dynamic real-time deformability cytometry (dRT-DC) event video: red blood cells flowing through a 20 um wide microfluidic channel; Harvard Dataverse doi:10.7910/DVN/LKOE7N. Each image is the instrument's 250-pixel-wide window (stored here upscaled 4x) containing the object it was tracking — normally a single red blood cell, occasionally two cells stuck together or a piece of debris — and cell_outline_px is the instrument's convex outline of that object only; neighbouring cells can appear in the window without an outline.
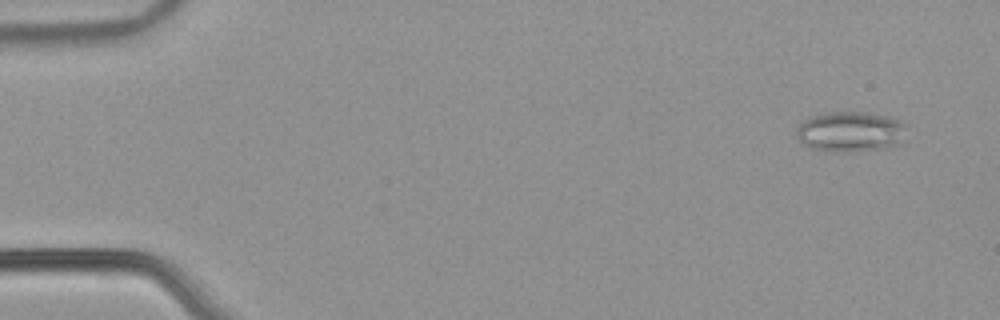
{"species": "common noctule bat (a hibernating species)", "species_latin": "Nyctalus noctula", "temperature_condition": "warm", "stored_images_in_passage": 54, "camera_frame_rate_fps": 3000, "um_per_image_px": 0.085, "animal": {"sex": "male", "body_mass_g": 21.5, "forearm_length_mm": 52.0}, "frame": {"image": 1, "passage_image": 4, "time_ms": 1.0, "image_size_px": [1000, 320], "cell_outline_px": [[908, 124], [900, 144], [888, 148], [860, 152], [844, 152], [812, 148], [804, 144], [796, 136], [796, 128], [808, 116], [824, 112], [868, 112], [888, 116], [900, 120]], "centroid_in_image_um": [72.32, 11.18], "position_along_channel_um": 12.7, "area_um2": 26.41}}
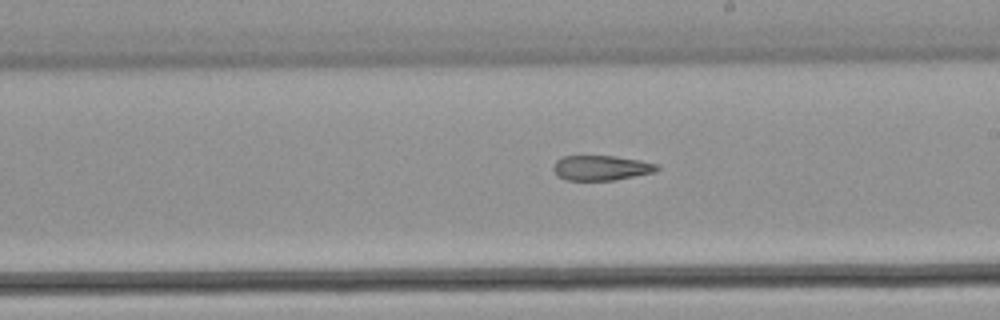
{"frame": {"image": 2, "passage_image": 32, "time_ms": 10.333, "image_size_px": [1000, 320], "cell_outline_px": [[660, 168], [652, 172], [616, 180], [564, 180], [556, 176], [552, 168], [552, 164], [556, 160], [564, 156], [616, 156], [640, 160], [660, 164]], "centroid_in_image_um": [51.06, 14.27], "position_along_channel_um": 237.9, "area_um2": 15.26}}
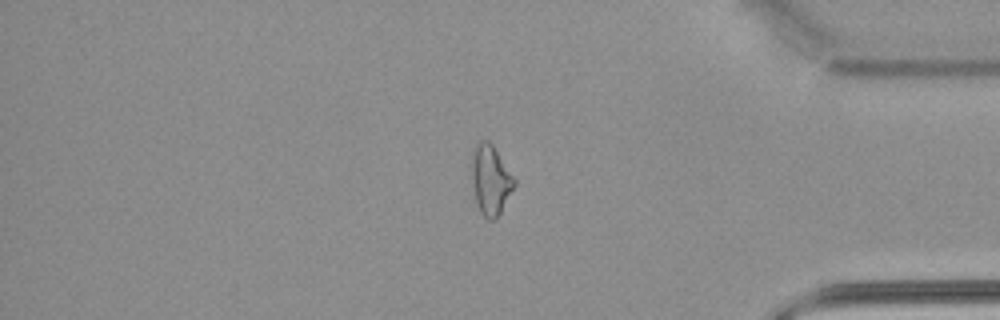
{"frame": {"image": 3, "passage_image": 46, "time_ms": 15.0, "image_size_px": [1000, 320], "cell_outline_px": [[516, 184], [496, 220], [488, 220], [480, 212], [476, 204], [472, 180], [472, 148], [480, 140], [488, 140], [492, 144], [516, 180]], "centroid_in_image_um": [41.69, 15.29], "position_along_channel_um": 393.5, "area_um2": 17.34}, "authors_computed_cell_mechanics": {"area_um2": 18.4093, "velocity_mm_per_s": 3.8444, "shape_relaxation_time_tau1_ms": null, "shape_relaxation_time_tau2_ms": 7.9755, "deformation_change_tau1": null, "deformation_change_tau2": 0.2036}}